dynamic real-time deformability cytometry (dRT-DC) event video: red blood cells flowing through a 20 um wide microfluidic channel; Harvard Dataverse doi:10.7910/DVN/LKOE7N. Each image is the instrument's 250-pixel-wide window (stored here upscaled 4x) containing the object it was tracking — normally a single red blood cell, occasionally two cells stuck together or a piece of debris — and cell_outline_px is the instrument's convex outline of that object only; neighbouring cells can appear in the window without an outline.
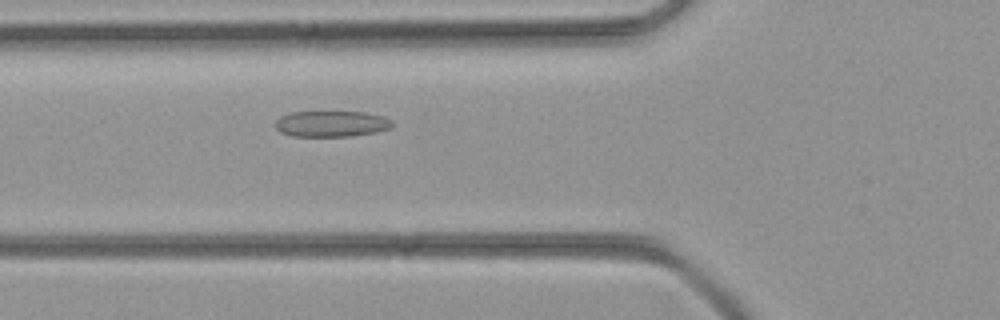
{"species": "common noctule bat (a hibernating species)", "species_latin": "Nyctalus noctula", "temperature_condition": "room temperature", "stored_images_in_passage": 29, "camera_frame_rate_fps": 3000, "um_per_image_px": 0.085, "animal": {"sex": "female", "body_mass_g": 21.9}, "frame": {"image": 1, "passage_image": 5, "time_ms": 1.333, "image_size_px": [1000, 320], "cell_outline_px": [[392, 128], [352, 136], [292, 136], [280, 132], [276, 128], [276, 120], [280, 116], [292, 112], [364, 112], [384, 116], [392, 120]], "centroid_in_image_um": [28.17, 10.52], "position_along_channel_um": 97.6, "area_um2": 17.63}}
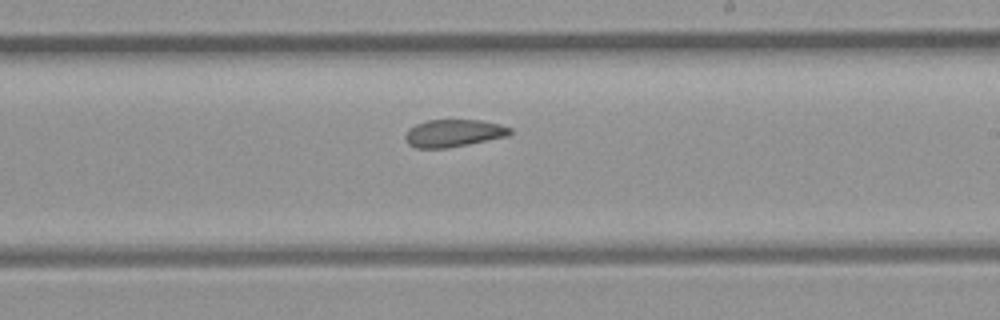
{"frame": {"image": 2, "passage_image": 15, "time_ms": 4.667, "image_size_px": [1000, 320], "cell_outline_px": [[512, 132], [508, 136], [468, 144], [444, 148], [416, 148], [408, 144], [404, 136], [408, 128], [416, 124], [428, 120], [480, 120], [500, 124], [512, 128]], "centroid_in_image_um": [38.54, 11.31], "position_along_channel_um": 250.5, "area_um2": 16.76}}
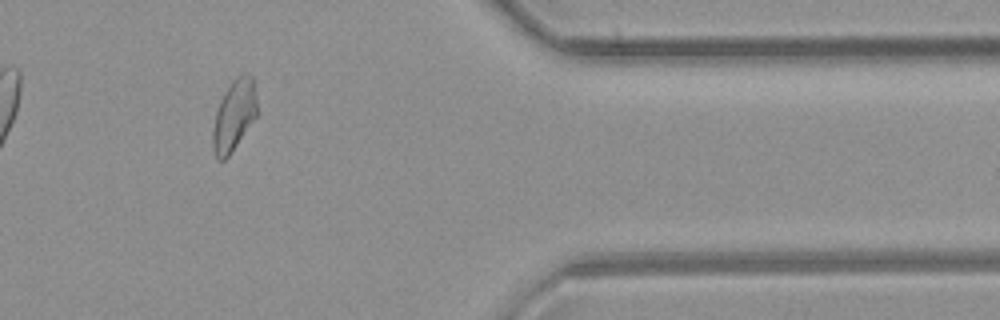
{"frame": {"image": 3, "passage_image": 26, "time_ms": 8.333, "image_size_px": [1000, 320], "cell_outline_px": [[256, 116], [228, 156], [224, 160], [220, 160], [216, 156], [212, 148], [212, 132], [216, 112], [220, 100], [224, 92], [232, 80], [236, 76], [244, 72], [252, 76], [256, 96]], "centroid_in_image_um": [19.87, 9.77], "position_along_channel_um": 391.5, "area_um2": 18.03}}